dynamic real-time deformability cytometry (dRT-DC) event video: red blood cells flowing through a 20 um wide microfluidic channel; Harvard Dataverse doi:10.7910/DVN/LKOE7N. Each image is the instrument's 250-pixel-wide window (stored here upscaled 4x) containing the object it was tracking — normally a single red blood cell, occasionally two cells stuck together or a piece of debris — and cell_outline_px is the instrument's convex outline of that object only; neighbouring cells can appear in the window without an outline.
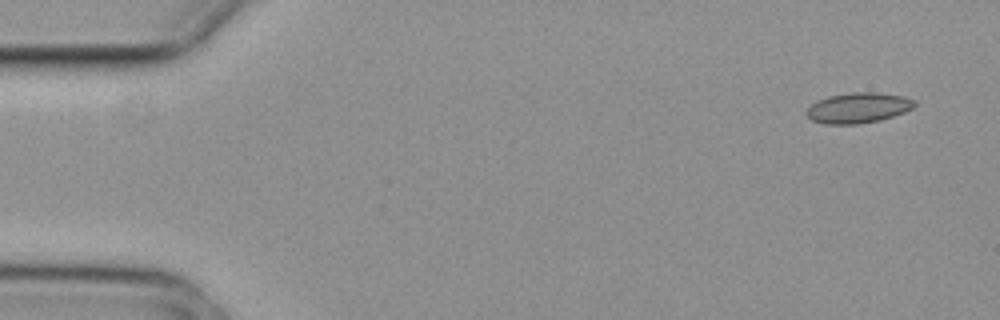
{"species": "common noctule bat (a hibernating species)", "species_latin": "Nyctalus noctula", "temperature_condition": "cold", "stored_images_in_passage": 5, "camera_frame_rate_fps": 3000, "um_per_image_px": 0.085, "animal": {"sex": "female", "body_mass_g": 29.2, "forearm_length_mm": 56.3}, "frame": {"image": 1, "passage_image": 1, "time_ms": 0.0, "image_size_px": [1000, 320], "cell_outline_px": [[916, 104], [912, 108], [904, 112], [880, 120], [856, 124], [824, 124], [812, 120], [804, 112], [816, 100], [828, 96], [848, 92], [876, 92], [904, 96], [916, 100]], "centroid_in_image_um": [72.93, 9.15], "position_along_channel_um": 12.1, "area_um2": 19.25}}
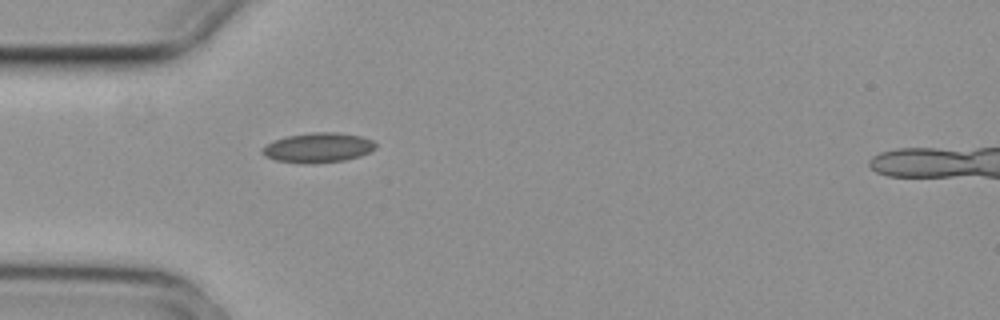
{"frame": {"image": 2, "passage_image": 4, "time_ms": 1.0, "image_size_px": [1000, 320], "cell_outline_px": [[376, 148], [360, 156], [344, 160], [312, 164], [276, 160], [264, 156], [260, 152], [260, 148], [272, 140], [288, 136], [312, 132], [340, 132], [360, 136], [372, 140], [376, 144]], "centroid_in_image_um": [27.0, 12.54], "position_along_channel_um": 58.0, "area_um2": 19.77}}